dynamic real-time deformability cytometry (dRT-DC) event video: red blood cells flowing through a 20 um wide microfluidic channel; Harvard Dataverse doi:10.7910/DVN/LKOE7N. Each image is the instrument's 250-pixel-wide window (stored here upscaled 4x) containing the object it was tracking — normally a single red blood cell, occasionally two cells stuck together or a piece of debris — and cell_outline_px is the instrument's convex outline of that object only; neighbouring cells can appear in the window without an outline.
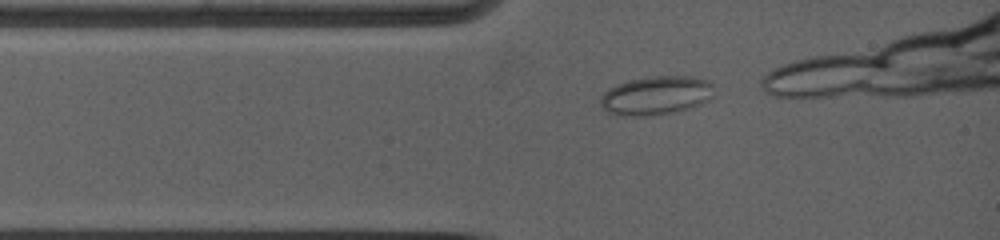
{"species": "common noctule bat (a hibernating species)", "species_latin": "Nyctalus noctula", "temperature_condition": "warm", "stored_images_in_passage": 4, "camera_frame_rate_fps": 5000, "um_per_image_px": 0.085, "animal": {"sex": "female", "body_mass_g": 19.0, "forearm_length_mm": 53.3}, "frame": {"image": 1, "passage_image": 1, "time_ms": 0.0, "image_size_px": [1000, 240], "cell_outline_px": [[712, 84], [700, 100], [684, 108], [664, 112], [612, 112], [604, 108], [600, 104], [600, 96], [608, 88], [616, 84], [628, 80], [652, 76], [692, 76], [708, 80]], "centroid_in_image_um": [55.63, 8.0], "position_along_channel_um": 29.4, "area_um2": 23.12}}